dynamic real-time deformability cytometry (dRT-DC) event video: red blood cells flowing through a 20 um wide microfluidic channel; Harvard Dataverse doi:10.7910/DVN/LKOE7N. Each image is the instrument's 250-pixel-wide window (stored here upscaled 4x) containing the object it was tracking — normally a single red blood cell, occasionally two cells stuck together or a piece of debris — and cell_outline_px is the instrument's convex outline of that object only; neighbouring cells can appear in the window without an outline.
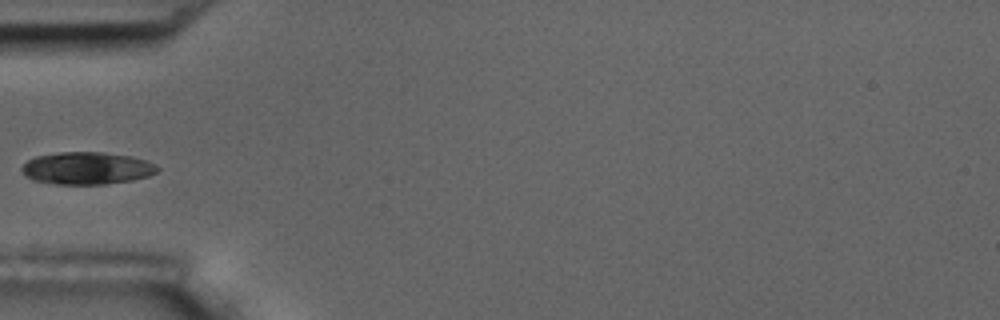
{"species": "common noctule bat (a hibernating species)", "species_latin": "Nyctalus noctula", "temperature_condition": "room temperature", "stored_images_in_passage": 15, "camera_frame_rate_fps": 3000, "um_per_image_px": 0.085, "animal": {"sex": "male", "body_mass_g": 17.5, "forearm_length_mm": 52.3}, "frame": {"image": 1, "passage_image": 5, "time_ms": 5.667, "image_size_px": [1000, 320], "cell_outline_px": [[160, 168], [156, 172], [148, 176], [132, 180], [104, 184], [56, 184], [32, 180], [24, 176], [20, 168], [28, 160], [36, 156], [60, 152], [104, 152], [132, 156], [156, 164]], "centroid_in_image_um": [7.37, 14.29], "position_along_channel_um": 77.6, "area_um2": 25.66}}
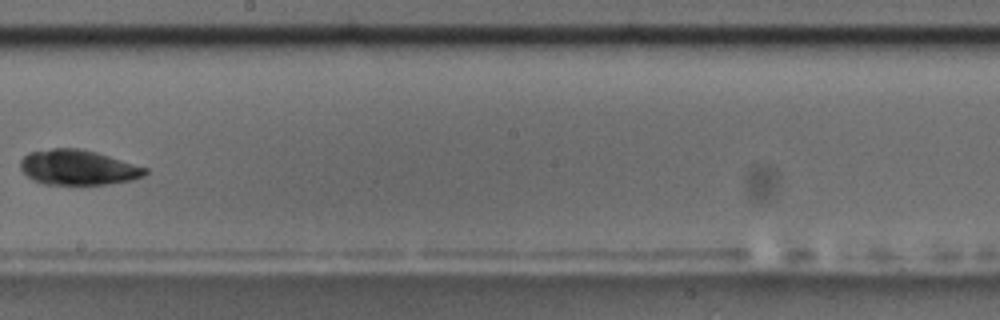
{"frame": {"image": 2, "passage_image": 9, "time_ms": 10.333, "image_size_px": [1000, 320], "cell_outline_px": [[148, 172], [144, 176], [132, 180], [104, 184], [44, 184], [32, 180], [20, 168], [20, 160], [28, 152], [52, 148], [80, 148], [96, 152], [148, 168]], "centroid_in_image_um": [6.62, 14.22], "position_along_channel_um": 241.6, "area_um2": 25.49}}
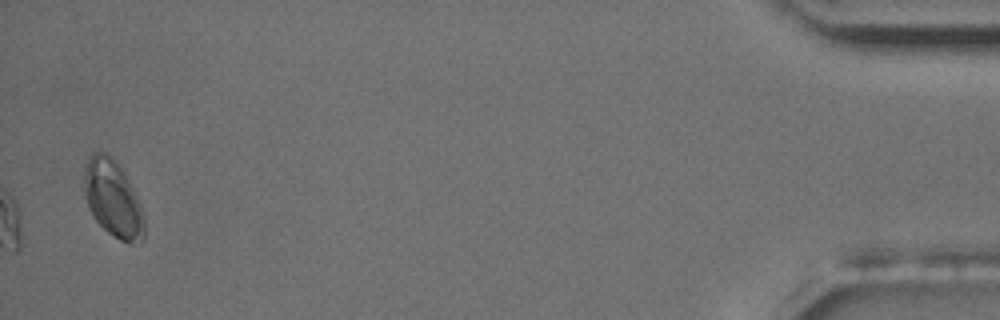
{"frame": {"image": 3, "passage_image": 15, "time_ms": 18.0, "image_size_px": [1000, 320], "cell_outline_px": [[144, 240], [140, 244], [128, 244], [120, 240], [108, 232], [92, 216], [88, 208], [84, 188], [84, 168], [88, 156], [92, 152], [104, 152], [112, 156], [116, 160], [124, 172], [140, 204], [144, 216]], "centroid_in_image_um": [9.6, 16.9], "position_along_channel_um": 425.6, "area_um2": 27.17}, "authors_computed_cell_mechanics": {"area_um2": 25.4898, "velocity_mm_per_s": 3.5294, "shape_relaxation_time_tau1_ms": null, "shape_relaxation_time_tau2_ms": 0.5212, "deformation_change_tau1": null, "deformation_change_tau2": 0.0429}}